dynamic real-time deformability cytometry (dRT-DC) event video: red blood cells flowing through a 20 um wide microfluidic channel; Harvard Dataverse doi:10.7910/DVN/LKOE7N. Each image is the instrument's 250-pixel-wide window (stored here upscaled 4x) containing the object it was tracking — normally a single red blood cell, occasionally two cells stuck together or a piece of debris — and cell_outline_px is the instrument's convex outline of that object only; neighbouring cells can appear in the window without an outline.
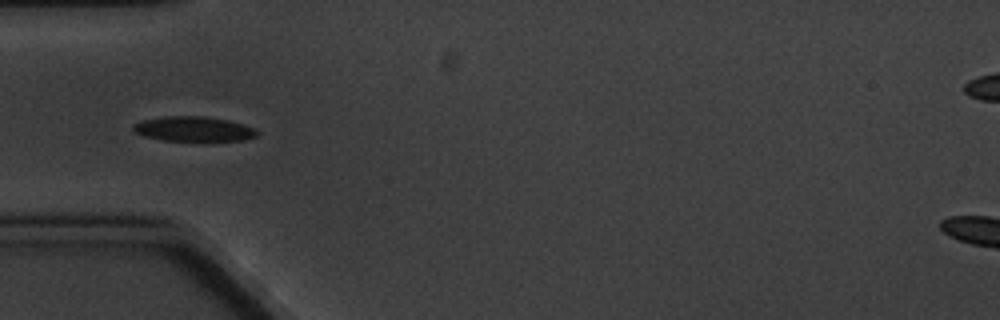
{"species": "common noctule bat (a hibernating species)", "species_latin": "Nyctalus noctula", "temperature_condition": "cold", "stored_images_in_passage": 9, "camera_frame_rate_fps": 3000, "um_per_image_px": 0.085, "animal": {"sex": "male", "body_mass_g": 20.1, "forearm_length_mm": 53.5}, "frame": {"image": 1, "passage_image": 6, "time_ms": 5.667, "image_size_px": [1000, 320], "cell_outline_px": [[260, 132], [256, 136], [244, 140], [208, 144], [160, 140], [144, 136], [136, 132], [132, 128], [132, 124], [144, 120], [164, 116], [204, 116], [228, 120], [252, 128]], "centroid_in_image_um": [16.48, 11.02], "position_along_channel_um": 68.5, "area_um2": 18.84}}
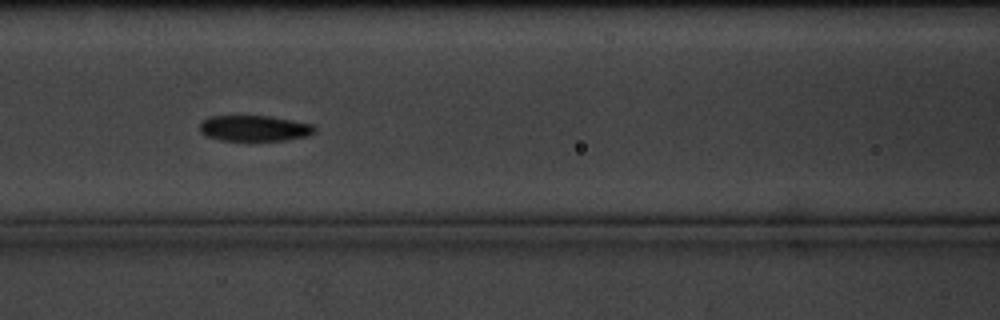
{"frame": {"image": 2, "passage_image": 8, "time_ms": 8.0, "image_size_px": [1000, 320], "cell_outline_px": [[316, 132], [308, 136], [284, 140], [220, 140], [204, 136], [200, 132], [200, 124], [208, 116], [272, 116], [312, 124], [316, 128]], "centroid_in_image_um": [21.62, 10.9], "position_along_channel_um": 145.0, "area_um2": 17.34}}